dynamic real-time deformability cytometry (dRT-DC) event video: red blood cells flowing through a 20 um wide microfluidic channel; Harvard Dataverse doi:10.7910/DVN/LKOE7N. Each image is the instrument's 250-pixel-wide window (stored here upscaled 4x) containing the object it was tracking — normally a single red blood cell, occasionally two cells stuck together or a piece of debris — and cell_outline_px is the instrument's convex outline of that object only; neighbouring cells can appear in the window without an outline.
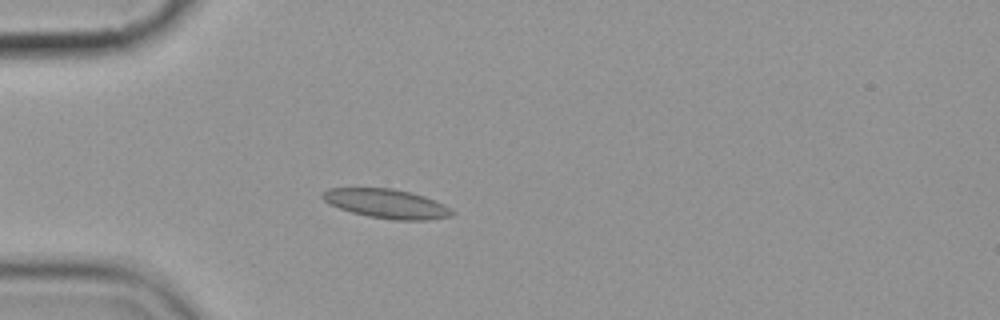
{"species": "common noctule bat (a hibernating species)", "species_latin": "Nyctalus noctula", "temperature_condition": "cold", "stored_images_in_passage": 4, "camera_frame_rate_fps": 3000, "um_per_image_px": 0.085, "animal": {"sex": "female", "body_mass_g": 19.9}, "frame": {"image": 1, "passage_image": 3, "time_ms": 3.333, "image_size_px": [1000, 320], "cell_outline_px": [[456, 212], [452, 216], [428, 220], [396, 220], [368, 216], [352, 212], [328, 204], [320, 196], [320, 192], [328, 188], [392, 188], [412, 192], [424, 196], [444, 204], [452, 208]], "centroid_in_image_um": [32.87, 17.3], "position_along_channel_um": 52.1, "area_um2": 22.25}}